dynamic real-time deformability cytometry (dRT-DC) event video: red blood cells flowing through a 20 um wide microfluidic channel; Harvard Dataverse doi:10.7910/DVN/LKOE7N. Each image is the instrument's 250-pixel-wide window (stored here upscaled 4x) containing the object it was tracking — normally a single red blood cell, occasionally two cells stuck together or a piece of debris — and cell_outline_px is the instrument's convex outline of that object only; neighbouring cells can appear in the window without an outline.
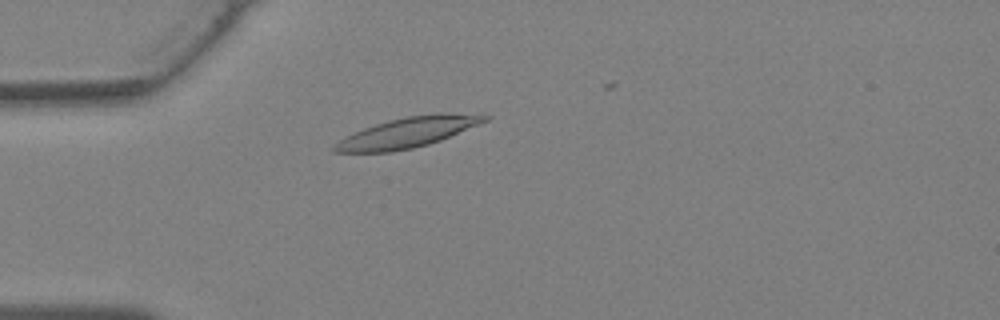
{"species": "Egyptian fruit bat (a non-hibernating species)", "species_latin": "Rousettus aegyptiacus", "temperature_condition": "warm", "stored_images_in_passage": 18, "camera_frame_rate_fps": 3000, "um_per_image_px": 0.085, "animal": {"sex": "female"}, "frame": {"image": 1, "passage_image": 9, "time_ms": 2.667, "image_size_px": [1000, 320], "cell_outline_px": [[492, 116], [488, 120], [440, 140], [428, 144], [412, 148], [392, 152], [332, 152], [332, 144], [344, 136], [364, 128], [388, 120], [404, 116], [440, 112], [484, 112]], "centroid_in_image_um": [34.72, 11.22], "position_along_channel_um": 50.3, "area_um2": 27.05}}
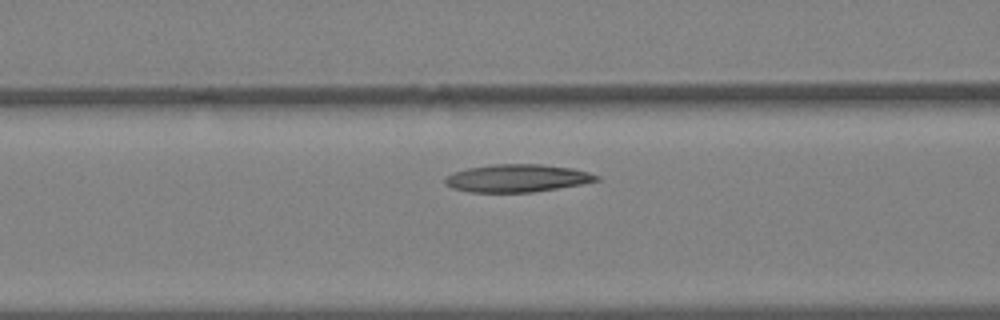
{"frame": {"image": 2, "passage_image": 14, "time_ms": 4.333, "image_size_px": [1000, 320], "cell_outline_px": [[600, 180], [580, 184], [532, 192], [468, 192], [452, 188], [444, 180], [444, 176], [452, 172], [468, 168], [492, 164], [540, 164], [572, 168], [588, 172], [600, 176]], "centroid_in_image_um": [43.93, 15.14], "position_along_channel_um": 122.7, "area_um2": 24.39}}
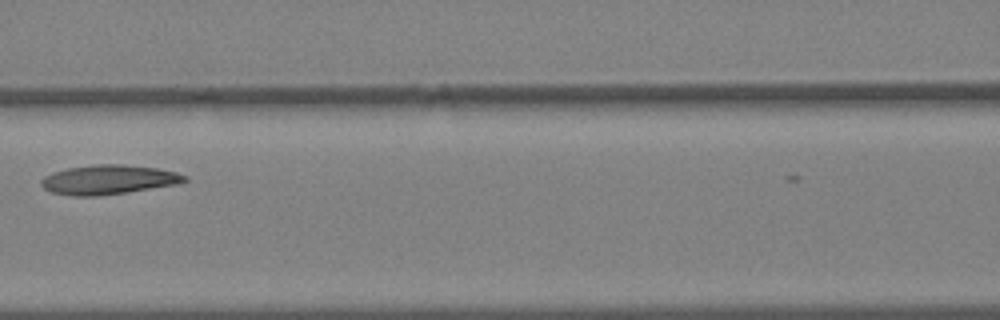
{"frame": {"image": 3, "passage_image": 16, "time_ms": 5.0, "image_size_px": [1000, 320], "cell_outline_px": [[188, 180], [176, 184], [124, 192], [96, 196], [72, 196], [52, 192], [44, 188], [40, 184], [40, 180], [44, 176], [52, 172], [68, 168], [92, 164], [124, 164], [156, 168], [176, 172], [188, 176]], "centroid_in_image_um": [9.18, 15.26], "position_along_channel_um": 157.4, "area_um2": 24.45}}